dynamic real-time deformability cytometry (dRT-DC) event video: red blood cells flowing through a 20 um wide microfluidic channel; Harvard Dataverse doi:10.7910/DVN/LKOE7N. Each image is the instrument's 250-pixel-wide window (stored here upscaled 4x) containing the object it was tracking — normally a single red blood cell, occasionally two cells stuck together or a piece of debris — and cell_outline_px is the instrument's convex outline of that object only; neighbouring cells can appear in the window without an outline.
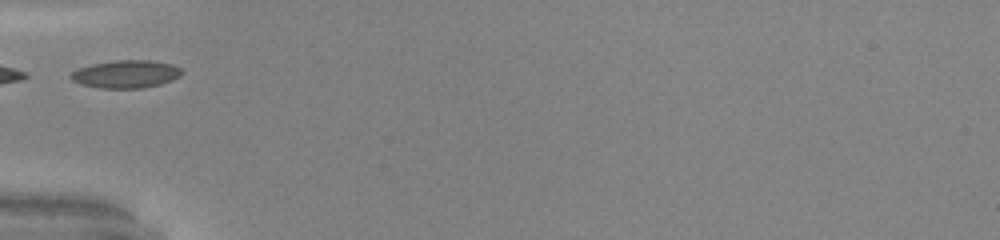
{"species": "common noctule bat (a hibernating species)", "species_latin": "Nyctalus noctula", "temperature_condition": "warm", "stored_images_in_passage": 25, "camera_frame_rate_fps": 3000, "um_per_image_px": 0.085, "animal": {"sex": "male", "body_mass_g": 20.0, "forearm_length_mm": 53.3}, "frame": {"image": 1, "passage_image": 1, "time_ms": 0.0, "image_size_px": [1000, 240], "cell_outline_px": [[184, 72], [180, 76], [172, 80], [160, 84], [144, 88], [100, 88], [80, 84], [72, 80], [68, 76], [72, 72], [80, 68], [92, 64], [116, 60], [152, 60], [172, 64], [180, 68]], "centroid_in_image_um": [10.72, 6.3], "position_along_channel_um": 74.3, "area_um2": 18.03}, "authors_computed_cell_mechanics": {"area_um2": 16.6464, "velocity_mm_per_s": 4.1127, "shape_relaxation_time_tau1_ms": 1.7728, "shape_relaxation_time_tau2_ms": 2.0356, "deformation_change_tau1": 0.0848, "deformation_change_tau2": 0.0785}}